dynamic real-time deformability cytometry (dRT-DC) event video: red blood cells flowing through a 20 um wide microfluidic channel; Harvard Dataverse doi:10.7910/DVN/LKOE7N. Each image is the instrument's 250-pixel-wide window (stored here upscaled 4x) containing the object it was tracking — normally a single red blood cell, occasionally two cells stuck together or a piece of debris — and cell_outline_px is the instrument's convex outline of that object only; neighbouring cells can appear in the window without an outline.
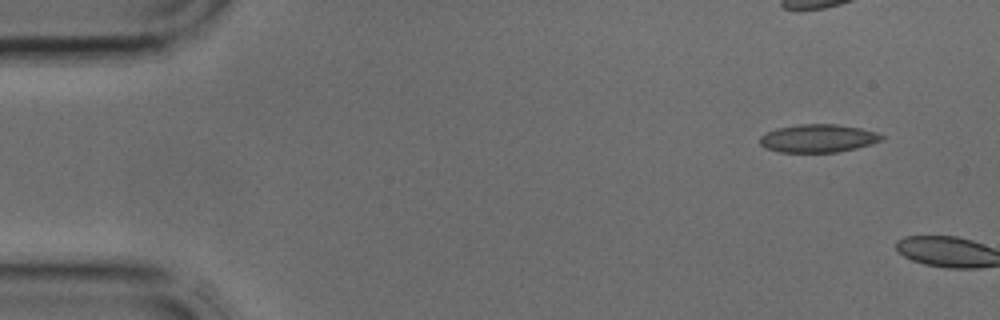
{"species": "common noctule bat (a hibernating species)", "species_latin": "Nyctalus noctula", "temperature_condition": "cold", "stored_images_in_passage": 2, "camera_frame_rate_fps": 3000, "um_per_image_px": 0.085, "animal": {"sex": "male", "body_mass_g": 17.9, "forearm_length_mm": 54.2}, "frame": {"image": 1, "passage_image": 1, "time_ms": 0.0, "image_size_px": [1000, 320], "cell_outline_px": [[884, 140], [872, 144], [856, 148], [836, 152], [780, 152], [764, 148], [760, 144], [760, 136], [776, 128], [800, 124], [836, 124], [860, 128], [876, 132], [884, 136]], "centroid_in_image_um": [69.55, 11.76], "position_along_channel_um": 15.5, "area_um2": 19.94}}